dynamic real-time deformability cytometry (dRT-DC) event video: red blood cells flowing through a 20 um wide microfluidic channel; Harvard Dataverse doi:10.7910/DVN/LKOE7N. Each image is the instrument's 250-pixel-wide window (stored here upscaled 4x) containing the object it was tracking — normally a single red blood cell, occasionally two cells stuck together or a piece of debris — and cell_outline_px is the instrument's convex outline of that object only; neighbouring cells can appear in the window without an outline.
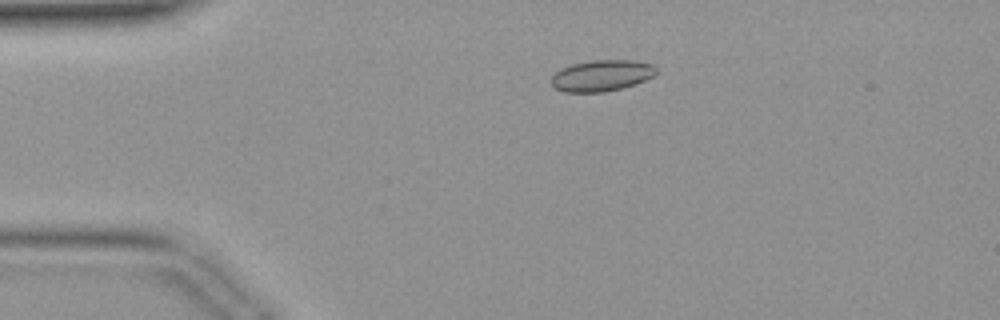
{"species": "common noctule bat (a hibernating species)", "species_latin": "Nyctalus noctula", "temperature_condition": "warm", "stored_images_in_passage": 42, "camera_frame_rate_fps": 3000, "um_per_image_px": 0.085, "animal": {"sex": "female", "body_mass_g": 19.9}, "frame": {"image": 1, "passage_image": 9, "time_ms": 2.667, "image_size_px": [1000, 320], "cell_outline_px": [[656, 72], [652, 76], [636, 84], [604, 92], [564, 92], [556, 88], [548, 80], [560, 68], [572, 64], [592, 60], [632, 60], [652, 64], [656, 68]], "centroid_in_image_um": [51.1, 6.42], "position_along_channel_um": 33.9, "area_um2": 19.07}}
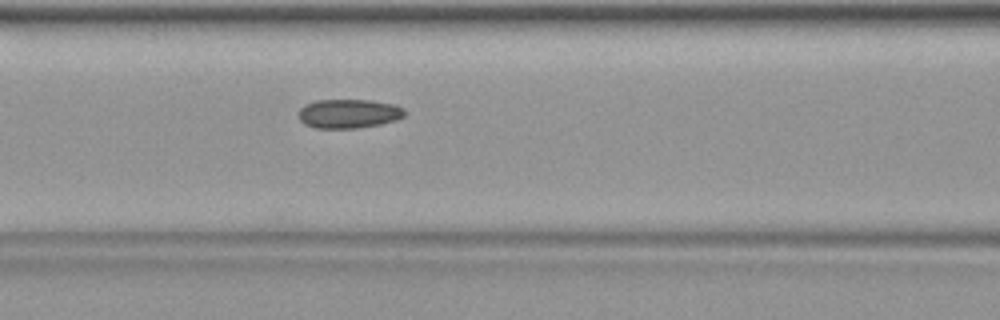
{"frame": {"image": 2, "passage_image": 18, "time_ms": 5.667, "image_size_px": [1000, 320], "cell_outline_px": [[404, 116], [396, 120], [380, 124], [356, 128], [316, 128], [304, 124], [300, 120], [296, 112], [304, 104], [316, 100], [372, 100], [396, 104], [404, 108]], "centroid_in_image_um": [29.61, 9.65], "position_along_channel_um": 137.0, "area_um2": 18.21}}
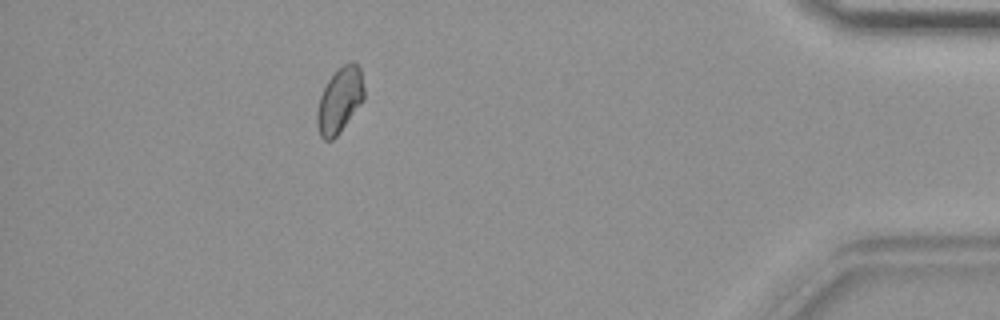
{"frame": {"image": 3, "passage_image": 38, "time_ms": 12.333, "image_size_px": [1000, 320], "cell_outline_px": [[364, 100], [340, 132], [332, 140], [324, 140], [320, 136], [316, 124], [316, 112], [320, 96], [328, 80], [344, 64], [352, 60], [360, 68], [364, 88]], "centroid_in_image_um": [28.87, 8.54], "position_along_channel_um": 406.3, "area_um2": 17.86}}